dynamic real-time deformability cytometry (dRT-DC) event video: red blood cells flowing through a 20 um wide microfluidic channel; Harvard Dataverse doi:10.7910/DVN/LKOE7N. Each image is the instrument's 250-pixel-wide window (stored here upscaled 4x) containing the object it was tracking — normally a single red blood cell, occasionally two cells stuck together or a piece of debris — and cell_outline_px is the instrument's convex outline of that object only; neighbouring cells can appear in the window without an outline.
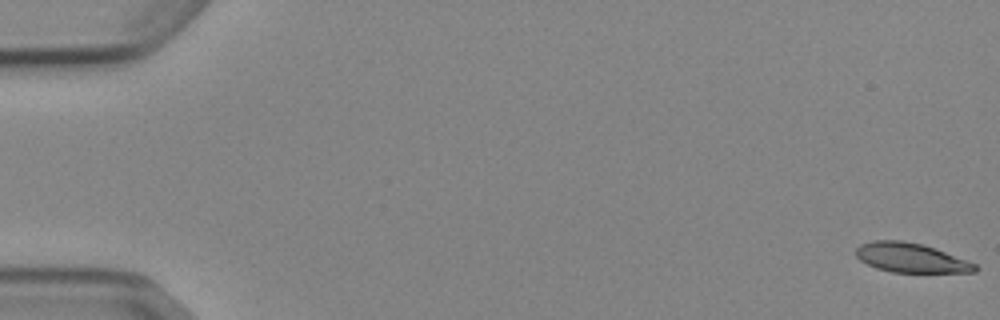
{"species": "Egyptian fruit bat (a non-hibernating species)", "species_latin": "Rousettus aegyptiacus", "temperature_condition": "cold", "stored_images_in_passage": 53, "camera_frame_rate_fps": 3000, "um_per_image_px": 0.085, "animal": {"sex": "female"}, "frame": {"image": 1, "passage_image": 1, "time_ms": 0.0, "image_size_px": [1000, 320], "cell_outline_px": [[980, 268], [976, 272], [892, 272], [876, 268], [860, 260], [856, 256], [856, 248], [860, 244], [872, 240], [900, 240], [924, 244], [976, 264]], "centroid_in_image_um": [77.41, 21.9], "position_along_channel_um": 7.6, "area_um2": 20.35}}
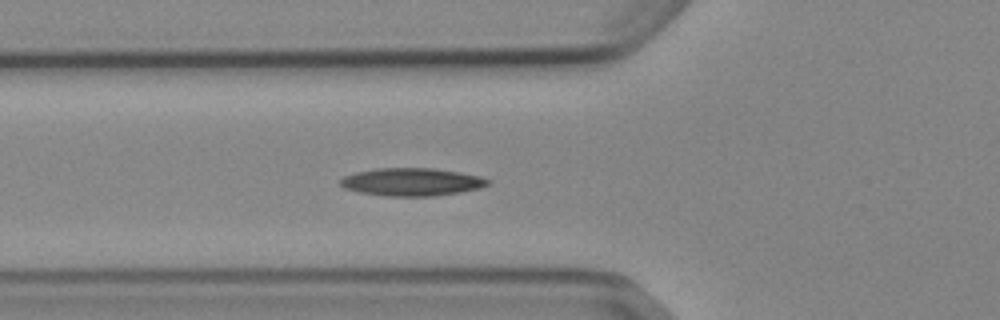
{"frame": {"image": 2, "passage_image": 20, "time_ms": 6.333, "image_size_px": [1000, 320], "cell_outline_px": [[492, 180], [488, 184], [480, 188], [460, 192], [432, 196], [388, 196], [360, 192], [344, 188], [340, 184], [340, 180], [344, 176], [356, 172], [376, 168], [432, 168], [460, 172], [480, 176]], "centroid_in_image_um": [35.01, 15.46], "position_along_channel_um": 90.8, "area_um2": 23.87}}
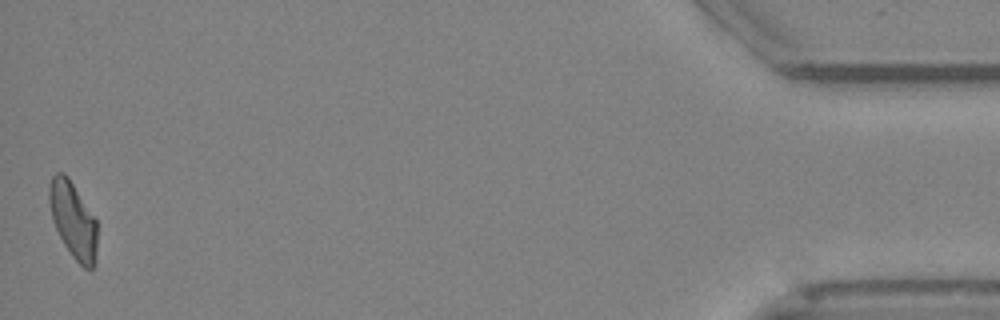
{"frame": {"image": 3, "passage_image": 53, "time_ms": 17.333, "image_size_px": [1000, 320], "cell_outline_px": [[96, 264], [92, 268], [84, 268], [72, 256], [64, 244], [52, 220], [48, 200], [48, 188], [52, 176], [56, 172], [64, 172], [68, 176], [96, 220]], "centroid_in_image_um": [6.19, 18.69], "position_along_channel_um": 429.0, "area_um2": 21.21}, "authors_computed_cell_mechanics": {"area_um2": 21.8484, "velocity_mm_per_s": 3.8725, "shape_relaxation_time_tau1_ms": null, "shape_relaxation_time_tau2_ms": 5.9112, "deformation_change_tau1": null, "deformation_change_tau2": 0.1399}}